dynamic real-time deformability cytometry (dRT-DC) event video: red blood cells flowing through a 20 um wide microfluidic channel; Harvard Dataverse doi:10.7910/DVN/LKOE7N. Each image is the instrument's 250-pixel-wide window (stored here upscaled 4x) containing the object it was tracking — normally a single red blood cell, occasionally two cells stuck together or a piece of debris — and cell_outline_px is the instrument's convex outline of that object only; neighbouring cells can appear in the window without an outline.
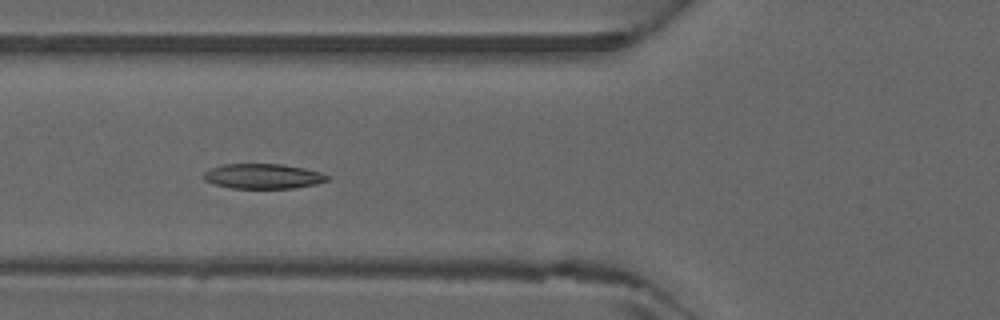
{"species": "common noctule bat (a hibernating species)", "species_latin": "Nyctalus noctula", "temperature_condition": "warm", "stored_images_in_passage": 4, "camera_frame_rate_fps": 3000, "um_per_image_px": 0.085, "animal": {"sex": "male", "forearm_length_mm": 52.5}, "frame": {"image": 1, "passage_image": 4, "time_ms": 1.0, "image_size_px": [1000, 320], "cell_outline_px": [[332, 176], [328, 180], [316, 184], [292, 188], [232, 188], [216, 184], [204, 180], [200, 176], [204, 172], [212, 168], [224, 164], [280, 164], [304, 168], [320, 172]], "centroid_in_image_um": [22.36, 14.98], "position_along_channel_um": 103.4, "area_um2": 17.98}}